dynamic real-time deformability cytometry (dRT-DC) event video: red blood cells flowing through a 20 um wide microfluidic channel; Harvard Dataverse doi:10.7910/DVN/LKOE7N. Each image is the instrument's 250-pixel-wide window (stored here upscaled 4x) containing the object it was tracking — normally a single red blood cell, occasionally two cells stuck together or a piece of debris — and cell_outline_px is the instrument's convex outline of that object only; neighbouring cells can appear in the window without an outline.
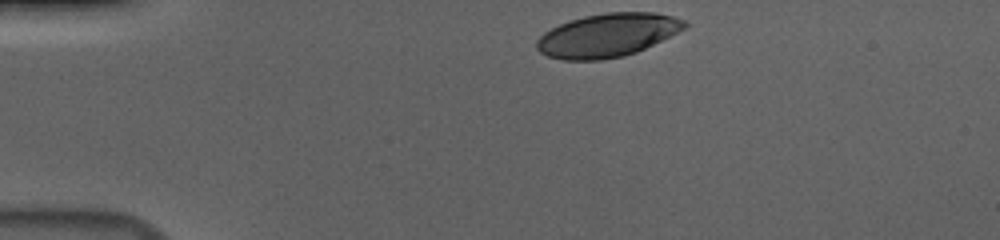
{"species": "human", "species_latin": "Homo sapiens", "temperature_condition": "cold", "stored_images_in_passage": 36, "camera_frame_rate_fps": 3000, "um_per_image_px": 0.085, "donor": {"sex": "male"}, "frame": {"image": 1, "passage_image": 1, "time_ms": 0.0, "image_size_px": [1000, 240], "cell_outline_px": [[688, 24], [684, 28], [636, 52], [624, 56], [600, 60], [564, 60], [548, 56], [540, 52], [536, 48], [536, 40], [544, 32], [568, 20], [584, 16], [604, 12], [656, 12], [672, 16], [684, 20]], "centroid_in_image_um": [51.59, 2.98], "position_along_channel_um": 33.4, "area_um2": 37.22}}
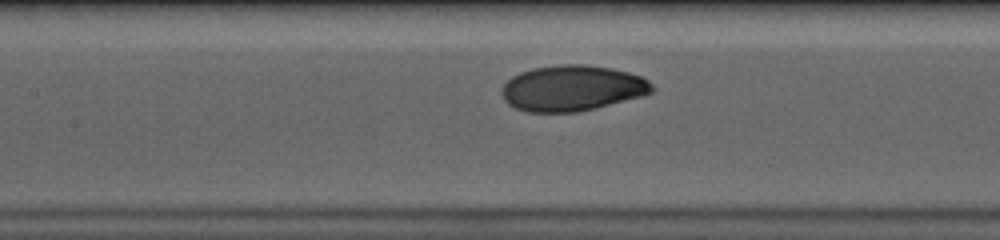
{"frame": {"image": 2, "passage_image": 16, "time_ms": 5.0, "image_size_px": [1000, 240], "cell_outline_px": [[656, 88], [652, 92], [640, 96], [596, 108], [576, 112], [528, 112], [516, 108], [508, 104], [504, 100], [500, 92], [504, 84], [512, 76], [520, 72], [532, 68], [560, 64], [584, 64], [612, 68], [628, 72], [640, 76], [648, 80]], "centroid_in_image_um": [48.62, 7.49], "position_along_channel_um": 158.8, "area_um2": 40.11}}
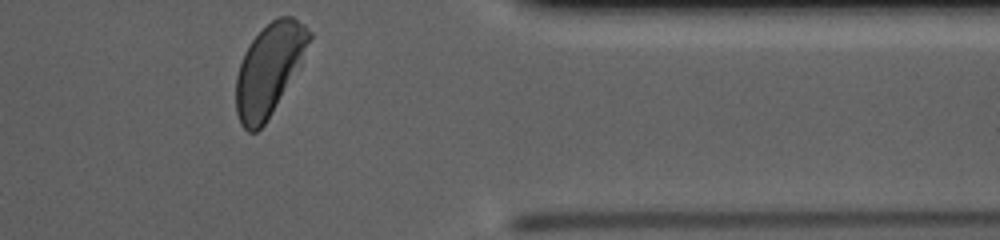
{"frame": {"image": 3, "passage_image": 36, "time_ms": 11.667, "image_size_px": [1000, 240], "cell_outline_px": [[312, 36], [264, 124], [256, 132], [248, 132], [240, 124], [236, 112], [236, 76], [244, 52], [252, 40], [272, 20], [280, 16], [292, 16], [304, 24], [312, 32]], "centroid_in_image_um": [22.8, 5.87], "position_along_channel_um": 388.6, "area_um2": 37.11}, "authors_computed_cell_mechanics": {"area_um2": 39.304, "velocity_mm_per_s": 3.661, "shape_relaxation_time_tau1_ms": 3.3731, "shape_relaxation_time_tau2_ms": null, "deformation_change_tau1": 0.1489, "deformation_change_tau2": null}}